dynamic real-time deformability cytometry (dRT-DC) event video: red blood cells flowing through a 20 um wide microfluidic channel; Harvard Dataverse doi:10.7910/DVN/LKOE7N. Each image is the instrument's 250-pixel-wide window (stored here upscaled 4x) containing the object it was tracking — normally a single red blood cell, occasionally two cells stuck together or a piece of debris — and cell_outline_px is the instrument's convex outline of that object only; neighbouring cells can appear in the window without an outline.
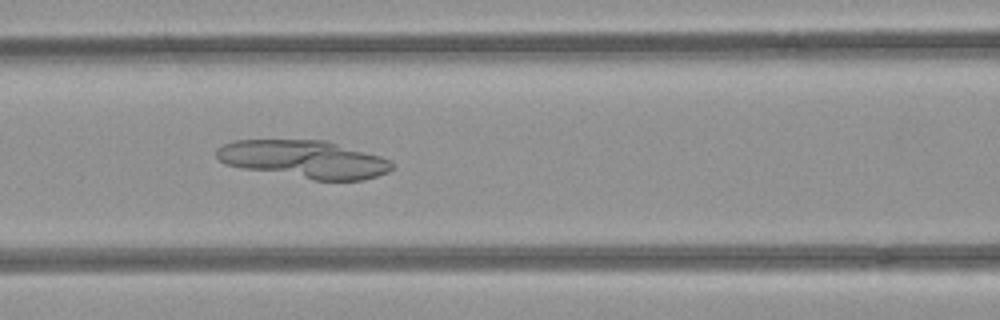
{"species": "common noctule bat (a hibernating species)", "species_latin": "Nyctalus noctula", "temperature_condition": "room temperature", "stored_images_in_passage": 50, "camera_frame_rate_fps": 3000, "um_per_image_px": 0.085, "animal": {"sex": "female", "body_mass_g": 21.9}, "frame": {"image": 1, "passage_image": 23, "time_ms": 7.333, "image_size_px": [1000, 320], "cell_outline_px": [[396, 164], [388, 172], [364, 180], [312, 180], [240, 168], [224, 164], [216, 156], [216, 148], [224, 144], [236, 140], [328, 140], [380, 156], [392, 160]], "centroid_in_image_um": [25.86, 13.54], "position_along_channel_um": 140.7, "area_um2": 39.02}}
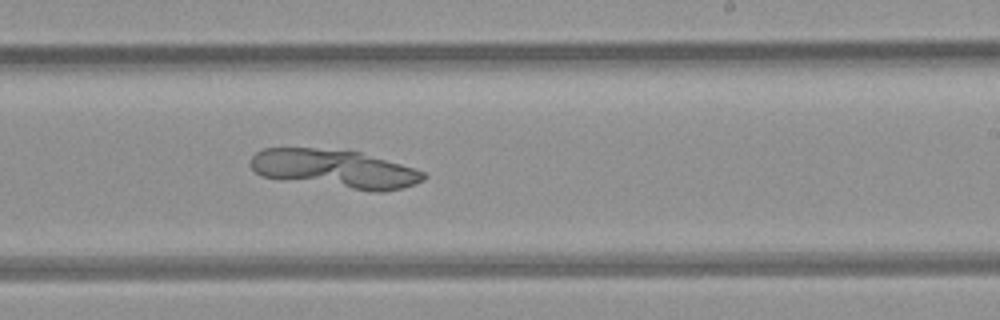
{"frame": {"image": 2, "passage_image": 32, "time_ms": 10.333, "image_size_px": [1000, 320], "cell_outline_px": [[428, 176], [424, 180], [400, 188], [380, 192], [372, 192], [260, 176], [252, 168], [248, 160], [256, 152], [264, 148], [316, 148], [360, 152], [400, 164], [424, 172]], "centroid_in_image_um": [28.42, 14.35], "position_along_channel_um": 260.6, "area_um2": 38.38}}
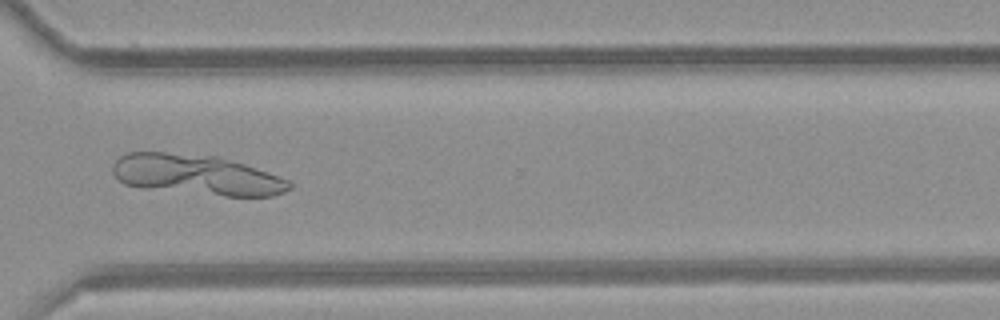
{"frame": {"image": 3, "passage_image": 39, "time_ms": 12.667, "image_size_px": [1000, 320], "cell_outline_px": [[292, 188], [284, 192], [272, 196], [224, 196], [140, 188], [124, 184], [112, 172], [112, 164], [120, 156], [128, 152], [164, 152], [220, 156], [292, 180]], "centroid_in_image_um": [16.72, 14.86], "position_along_channel_um": 353.9, "area_um2": 41.85}}